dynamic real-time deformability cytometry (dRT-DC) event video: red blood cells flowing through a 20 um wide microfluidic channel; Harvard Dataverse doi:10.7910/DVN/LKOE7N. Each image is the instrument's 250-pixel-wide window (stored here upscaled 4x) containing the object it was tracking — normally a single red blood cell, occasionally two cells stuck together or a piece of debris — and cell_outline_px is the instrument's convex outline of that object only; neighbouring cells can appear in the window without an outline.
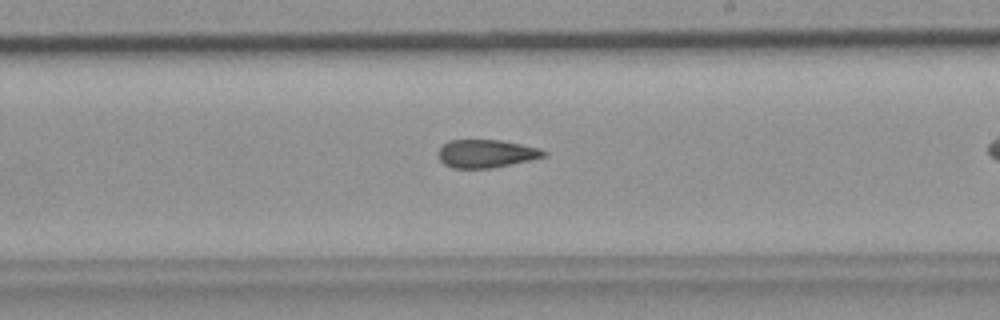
{"species": "common noctule bat (a hibernating species)", "species_latin": "Nyctalus noctula", "temperature_condition": "room temperature", "stored_images_in_passage": 24, "camera_frame_rate_fps": 3000, "um_per_image_px": 0.085, "animal": {"sex": "female", "body_mass_g": 19.9}, "frame": {"image": 1, "passage_image": 14, "time_ms": 4.333, "image_size_px": [1000, 320], "cell_outline_px": [[548, 156], [532, 160], [492, 168], [452, 168], [444, 164], [436, 156], [436, 152], [448, 140], [500, 140], [540, 148], [548, 152]], "centroid_in_image_um": [41.33, 13.06], "position_along_channel_um": 247.7, "area_um2": 17.51}}